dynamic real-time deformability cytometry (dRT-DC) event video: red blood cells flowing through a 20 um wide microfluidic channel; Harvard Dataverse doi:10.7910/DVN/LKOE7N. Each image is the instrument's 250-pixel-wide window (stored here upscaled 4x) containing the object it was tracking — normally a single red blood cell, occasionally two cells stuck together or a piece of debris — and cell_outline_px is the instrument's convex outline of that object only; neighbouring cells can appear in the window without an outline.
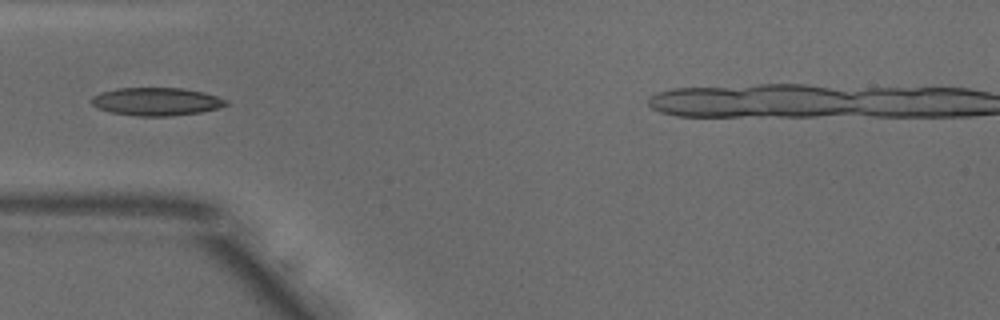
{"species": "common noctule bat (a hibernating species)", "species_latin": "Nyctalus noctula", "temperature_condition": "warm", "stored_images_in_passage": 31, "camera_frame_rate_fps": 3000, "um_per_image_px": 0.085, "animal": {"sex": "male", "body_mass_g": 18.8}, "frame": {"image": 1, "passage_image": 1, "time_ms": 0.0, "image_size_px": [1000, 320], "cell_outline_px": [[228, 104], [220, 108], [200, 112], [172, 116], [136, 116], [112, 112], [100, 108], [92, 104], [88, 100], [92, 96], [100, 92], [116, 88], [180, 88], [204, 92], [228, 100]], "centroid_in_image_um": [13.29, 8.63], "position_along_channel_um": 71.7, "area_um2": 22.02}}
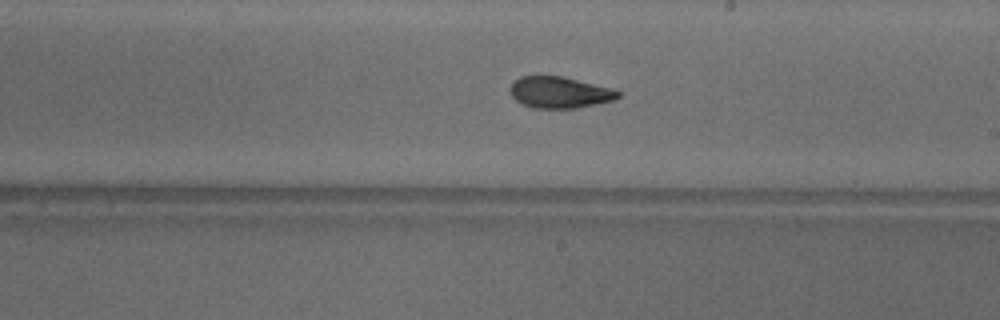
{"frame": {"image": 2, "passage_image": 14, "time_ms": 4.333, "image_size_px": [1000, 320], "cell_outline_px": [[620, 96], [612, 100], [596, 104], [576, 108], [532, 108], [520, 104], [512, 96], [512, 84], [520, 76], [560, 76], [612, 88], [620, 92]], "centroid_in_image_um": [47.56, 7.86], "position_along_channel_um": 241.4, "area_um2": 19.48}}
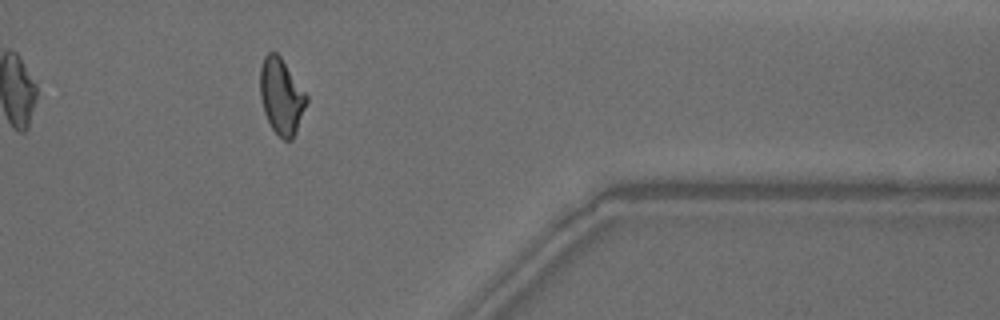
{"frame": {"image": 3, "passage_image": 27, "time_ms": 8.667, "image_size_px": [1000, 320], "cell_outline_px": [[308, 100], [296, 132], [292, 140], [284, 140], [272, 128], [264, 112], [260, 96], [260, 68], [264, 56], [268, 52], [276, 52], [280, 56], [308, 96]], "centroid_in_image_um": [23.91, 8.18], "position_along_channel_um": 387.5, "area_um2": 20.35}}